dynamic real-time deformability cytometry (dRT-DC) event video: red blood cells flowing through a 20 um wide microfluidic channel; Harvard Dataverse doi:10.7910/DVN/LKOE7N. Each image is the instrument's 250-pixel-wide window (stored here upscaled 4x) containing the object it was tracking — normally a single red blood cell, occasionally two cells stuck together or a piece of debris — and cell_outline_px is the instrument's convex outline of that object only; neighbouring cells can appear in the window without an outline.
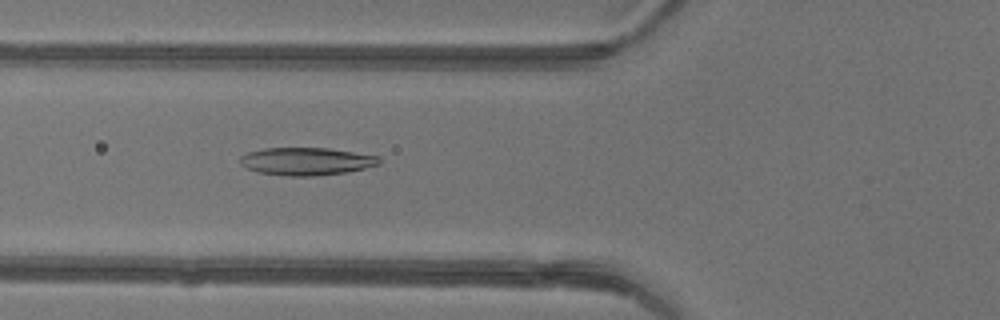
{"species": "common noctule bat (a hibernating species)", "species_latin": "Nyctalus noctula", "temperature_condition": "warm", "stored_images_in_passage": 37, "camera_frame_rate_fps": 3000, "um_per_image_px": 0.085, "animal": {"sex": "female"}, "frame": {"image": 1, "passage_image": 8, "time_ms": 2.333, "image_size_px": [1000, 320], "cell_outline_px": [[380, 164], [348, 172], [312, 176], [288, 176], [256, 172], [240, 164], [240, 156], [248, 152], [264, 148], [328, 148], [380, 156]], "centroid_in_image_um": [26.04, 13.71], "position_along_channel_um": 99.8, "area_um2": 22.48}}
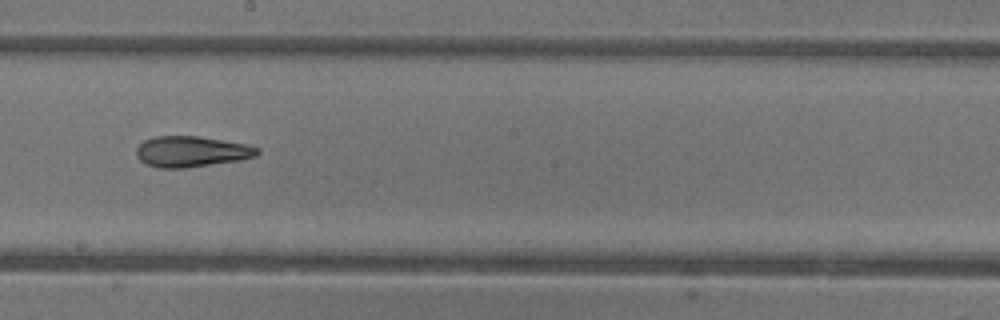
{"frame": {"image": 2, "passage_image": 17, "time_ms": 5.333, "image_size_px": [1000, 320], "cell_outline_px": [[260, 152], [256, 156], [240, 160], [184, 168], [156, 168], [140, 160], [136, 156], [136, 148], [144, 140], [156, 136], [200, 136], [244, 144], [260, 148]], "centroid_in_image_um": [16.26, 12.88], "position_along_channel_um": 231.9, "area_um2": 21.68}}
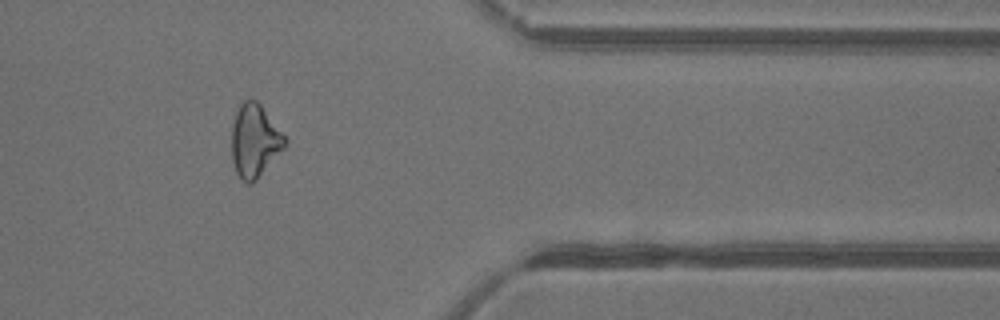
{"frame": {"image": 3, "passage_image": 29, "time_ms": 9.333, "image_size_px": [1000, 320], "cell_outline_px": [[288, 144], [256, 180], [252, 184], [248, 184], [240, 180], [236, 172], [232, 160], [232, 124], [236, 112], [240, 104], [248, 96], [256, 100], [260, 104], [284, 136]], "centroid_in_image_um": [21.62, 11.97], "position_along_channel_um": 389.8, "area_um2": 22.66}, "authors_computed_cell_mechanics": {"area_um2": 22.4842, "velocity_mm_per_s": 4.3977, "shape_relaxation_time_tau1_ms": null, "shape_relaxation_time_tau2_ms": 2.403, "deformation_change_tau1": null, "deformation_change_tau2": 0.1068}}